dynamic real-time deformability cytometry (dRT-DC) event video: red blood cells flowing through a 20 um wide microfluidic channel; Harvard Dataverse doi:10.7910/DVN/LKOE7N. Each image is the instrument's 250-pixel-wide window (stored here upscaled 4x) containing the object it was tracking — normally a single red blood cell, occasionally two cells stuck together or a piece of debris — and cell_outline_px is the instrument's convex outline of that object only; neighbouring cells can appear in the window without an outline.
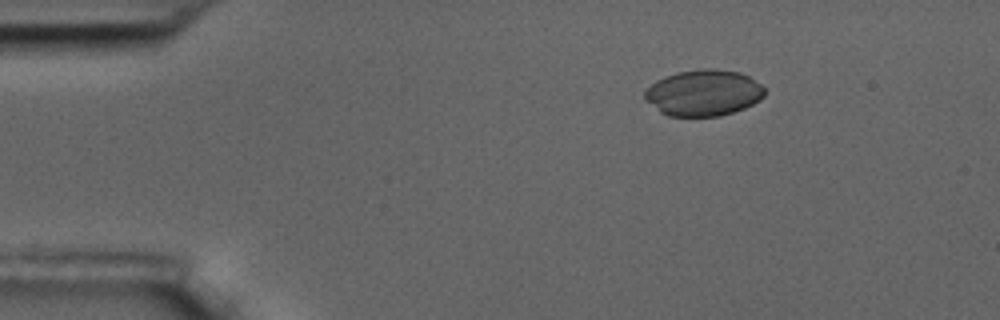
{"species": "common noctule bat (a hibernating species)", "species_latin": "Nyctalus noctula", "temperature_condition": "room temperature", "stored_images_in_passage": 4, "camera_frame_rate_fps": 3000, "um_per_image_px": 0.085, "animal": {"sex": "male", "body_mass_g": 17.5, "forearm_length_mm": 52.3}, "frame": {"image": 1, "passage_image": 2, "time_ms": 0.333, "image_size_px": [1000, 320], "cell_outline_px": [[764, 96], [760, 100], [744, 108], [720, 116], [668, 116], [660, 112], [644, 100], [644, 92], [656, 80], [664, 76], [676, 72], [700, 68], [716, 68], [740, 72], [748, 76], [760, 84], [764, 88]], "centroid_in_image_um": [59.78, 7.88], "position_along_channel_um": 25.2, "area_um2": 32.48}}